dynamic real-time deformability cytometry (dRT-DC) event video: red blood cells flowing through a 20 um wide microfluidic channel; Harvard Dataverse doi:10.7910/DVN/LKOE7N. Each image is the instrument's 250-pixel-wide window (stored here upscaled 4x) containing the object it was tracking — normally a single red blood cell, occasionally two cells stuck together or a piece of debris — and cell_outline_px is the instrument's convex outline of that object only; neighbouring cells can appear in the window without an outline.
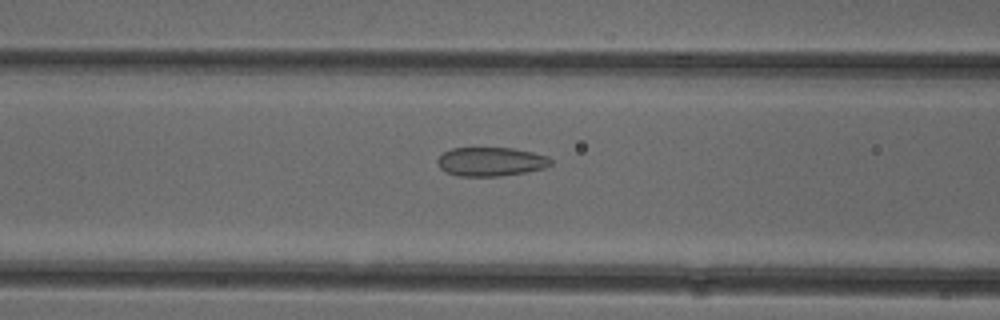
{"species": "common noctule bat (a hibernating species)", "species_latin": "Nyctalus noctula", "temperature_condition": "cold", "stored_images_in_passage": 46, "camera_frame_rate_fps": 3000, "um_per_image_px": 0.085, "animal": {"sex": "female"}, "frame": {"image": 1, "passage_image": 15, "time_ms": 4.667, "image_size_px": [1000, 320], "cell_outline_px": [[552, 164], [544, 168], [524, 172], [500, 176], [456, 176], [444, 172], [440, 168], [436, 160], [444, 152], [452, 148], [512, 148], [532, 152], [548, 156], [552, 160]], "centroid_in_image_um": [41.7, 13.74], "position_along_channel_um": 124.9, "area_um2": 19.13}}
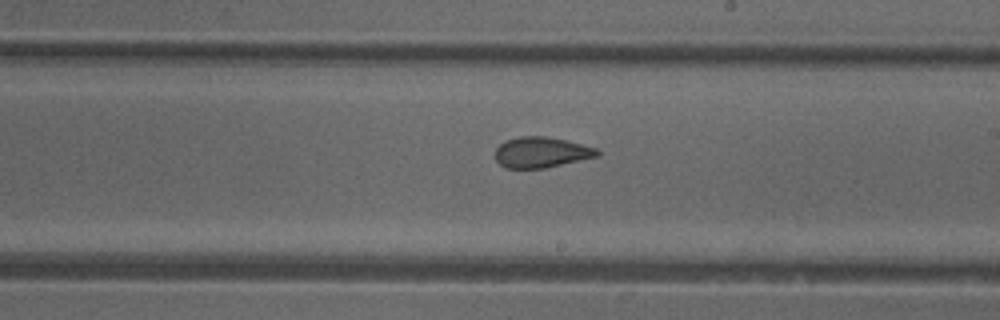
{"frame": {"image": 2, "passage_image": 24, "time_ms": 7.667, "image_size_px": [1000, 320], "cell_outline_px": [[600, 156], [544, 168], [504, 168], [496, 160], [496, 148], [504, 140], [520, 136], [544, 136], [564, 140], [596, 148], [600, 152]], "centroid_in_image_um": [45.99, 12.95], "position_along_channel_um": 243.0, "area_um2": 18.15}}
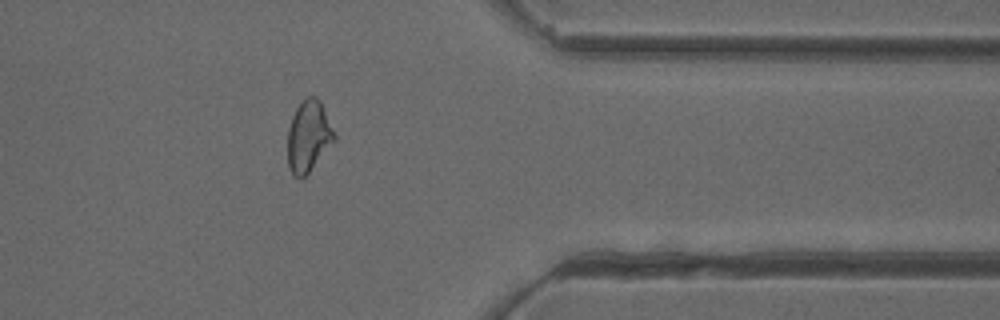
{"frame": {"image": 3, "passage_image": 36, "time_ms": 11.667, "image_size_px": [1000, 320], "cell_outline_px": [[336, 140], [308, 172], [300, 180], [292, 176], [288, 168], [288, 128], [292, 116], [300, 100], [304, 96], [316, 96], [320, 100], [336, 136]], "centroid_in_image_um": [26.21, 11.57], "position_along_channel_um": 385.2, "area_um2": 19.59}, "authors_computed_cell_mechanics": {"area_um2": 19.7676, "velocity_mm_per_s": 3.9346, "shape_relaxation_time_tau1_ms": null, "shape_relaxation_time_tau2_ms": 1.1152, "deformation_change_tau1": null, "deformation_change_tau2": 0.0695}}